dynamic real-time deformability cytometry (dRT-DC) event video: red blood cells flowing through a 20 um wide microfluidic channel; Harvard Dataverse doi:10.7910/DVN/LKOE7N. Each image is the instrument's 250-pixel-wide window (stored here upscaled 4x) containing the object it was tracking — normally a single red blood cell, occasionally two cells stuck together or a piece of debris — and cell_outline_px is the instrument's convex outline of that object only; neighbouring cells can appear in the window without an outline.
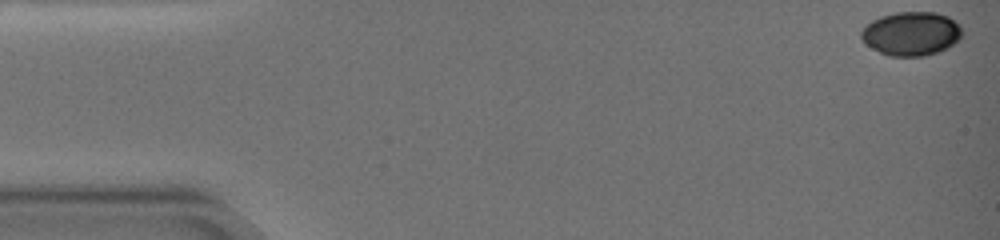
{"species": "common noctule bat (a hibernating species)", "species_latin": "Nyctalus noctula", "temperature_condition": "warm", "stored_images_in_passage": 41, "camera_frame_rate_fps": 3000, "um_per_image_px": 0.085, "animal": {"sex": "female", "body_mass_g": 19.0, "forearm_length_mm": 51.5}, "frame": {"image": 1, "passage_image": 1, "time_ms": 0.0, "image_size_px": [1000, 240], "cell_outline_px": [[960, 40], [936, 52], [924, 56], [888, 56], [872, 48], [860, 36], [860, 32], [872, 20], [880, 16], [896, 12], [936, 12], [948, 16], [960, 24]], "centroid_in_image_um": [77.45, 2.84], "position_along_channel_um": 7.5, "area_um2": 25.55}}
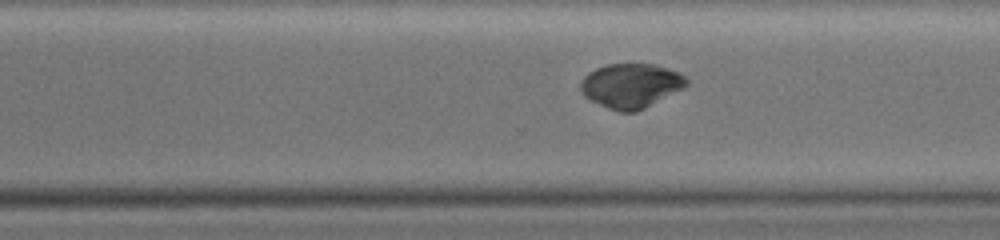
{"frame": {"image": 2, "passage_image": 31, "time_ms": 13.667, "image_size_px": [1000, 240], "cell_outline_px": [[688, 84], [684, 88], [636, 112], [620, 112], [608, 108], [588, 100], [580, 92], [580, 84], [584, 76], [588, 72], [596, 68], [608, 64], [656, 64], [676, 72], [684, 76], [688, 80]], "centroid_in_image_um": [53.59, 7.29], "position_along_channel_um": 317.0, "area_um2": 27.46}}
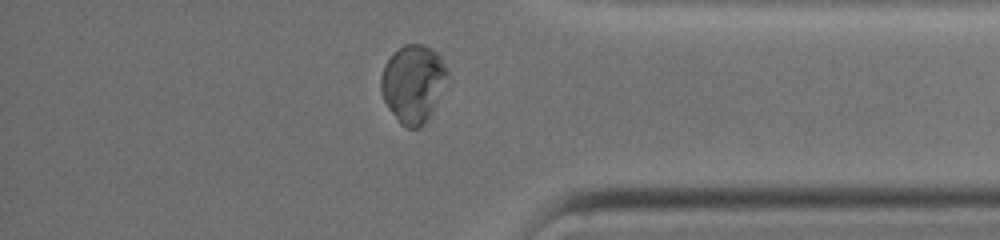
{"frame": {"image": 3, "passage_image": 38, "time_ms": 16.333, "image_size_px": [1000, 240], "cell_outline_px": [[448, 76], [428, 120], [420, 128], [408, 128], [400, 124], [388, 108], [380, 92], [380, 76], [384, 64], [392, 52], [404, 44], [420, 44], [432, 48], [440, 56], [448, 72]], "centroid_in_image_um": [35.08, 7.1], "position_along_channel_um": 400.1, "area_um2": 30.23}}